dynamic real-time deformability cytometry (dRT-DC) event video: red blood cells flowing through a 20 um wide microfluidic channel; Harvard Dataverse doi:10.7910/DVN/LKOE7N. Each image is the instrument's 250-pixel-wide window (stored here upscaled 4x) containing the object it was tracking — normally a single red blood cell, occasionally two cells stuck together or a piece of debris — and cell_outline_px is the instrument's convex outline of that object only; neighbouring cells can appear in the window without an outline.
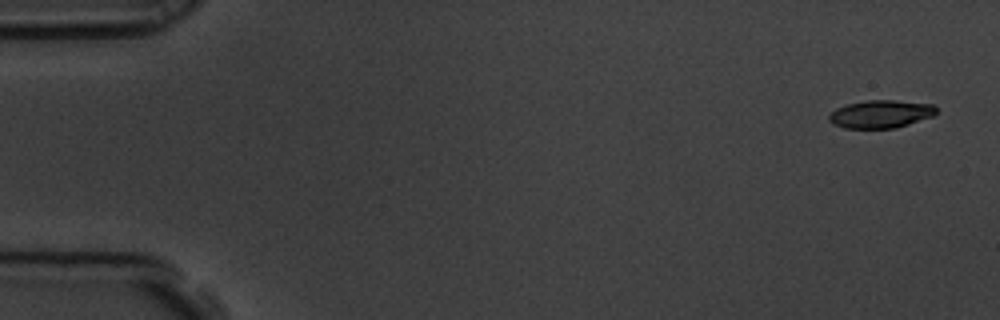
{"species": "common noctule bat (a hibernating species)", "species_latin": "Nyctalus noctula", "temperature_condition": "room temperature", "stored_images_in_passage": 10, "camera_frame_rate_fps": 3000, "um_per_image_px": 0.085, "animal": {"sex": "male", "body_mass_g": 19.5, "forearm_length_mm": 54.6}, "frame": {"image": 1, "passage_image": 1, "time_ms": 0.0, "image_size_px": [1000, 320], "cell_outline_px": [[936, 112], [932, 116], [896, 128], [844, 128], [832, 124], [828, 120], [828, 116], [836, 108], [848, 104], [868, 100], [892, 100], [932, 104], [936, 108]], "centroid_in_image_um": [74.82, 9.7], "position_along_channel_um": 10.2, "area_um2": 17.28}}
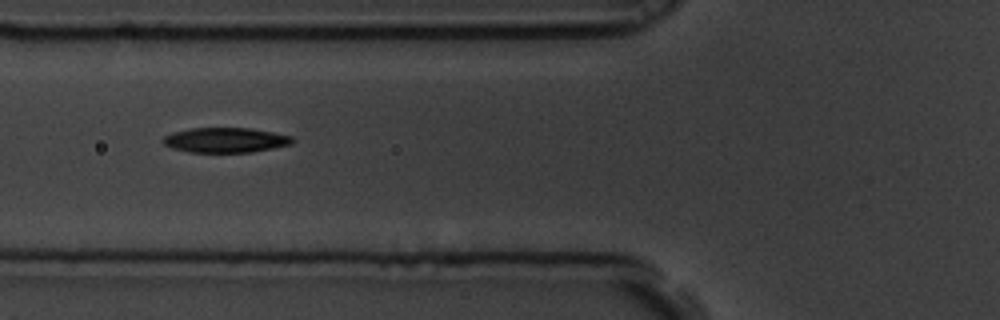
{"frame": {"image": 2, "passage_image": 7, "time_ms": 2.0, "image_size_px": [1000, 320], "cell_outline_px": [[296, 140], [292, 144], [252, 152], [188, 152], [172, 148], [164, 144], [160, 140], [164, 136], [172, 132], [192, 128], [252, 128], [292, 136]], "centroid_in_image_um": [19.16, 11.9], "position_along_channel_um": 106.6, "area_um2": 18.9}}
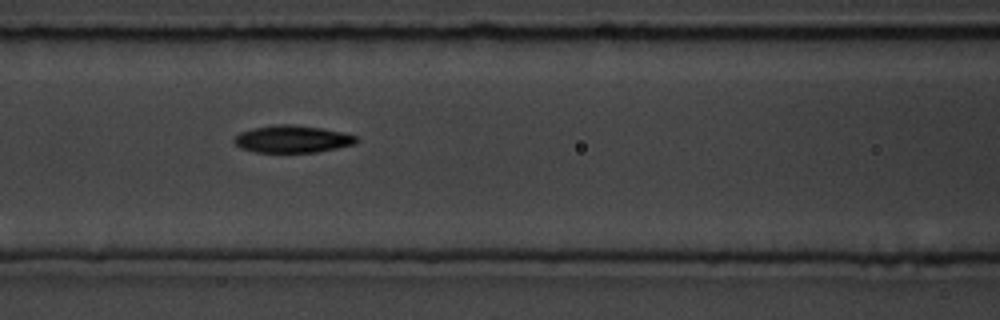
{"frame": {"image": 3, "passage_image": 8, "time_ms": 2.333, "image_size_px": [1000, 320], "cell_outline_px": [[360, 140], [352, 144], [336, 148], [316, 152], [256, 152], [240, 148], [232, 140], [240, 132], [252, 128], [276, 124], [292, 124], [324, 128], [344, 132], [356, 136]], "centroid_in_image_um": [24.85, 11.81], "position_along_channel_um": 141.8, "area_um2": 19.48}}